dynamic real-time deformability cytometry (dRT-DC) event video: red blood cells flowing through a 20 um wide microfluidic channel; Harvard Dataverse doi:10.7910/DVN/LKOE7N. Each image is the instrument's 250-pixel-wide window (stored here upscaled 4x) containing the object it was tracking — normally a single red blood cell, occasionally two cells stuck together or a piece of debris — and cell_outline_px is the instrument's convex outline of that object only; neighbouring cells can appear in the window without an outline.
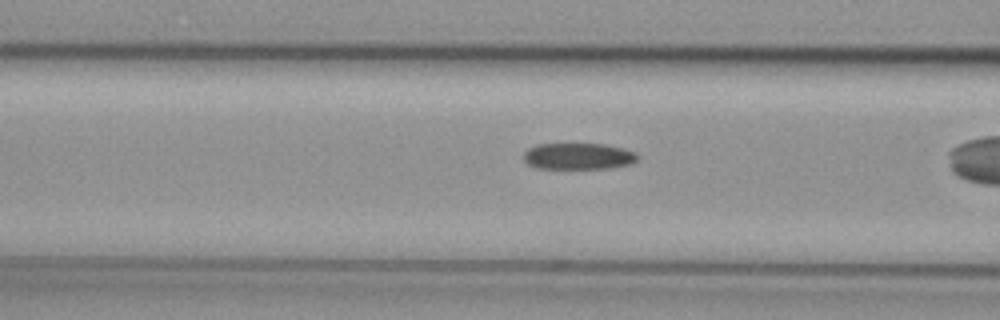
{"species": "common noctule bat (a hibernating species)", "species_latin": "Nyctalus noctula", "temperature_condition": "cold", "stored_images_in_passage": 40, "camera_frame_rate_fps": 3000, "um_per_image_px": 0.085, "animal": {"sex": "female", "body_mass_g": 29.2, "forearm_length_mm": 56.3}, "frame": {"image": 1, "passage_image": 19, "time_ms": 6.0, "image_size_px": [1000, 320], "cell_outline_px": [[640, 156], [632, 164], [612, 168], [536, 168], [528, 164], [524, 160], [524, 152], [528, 148], [536, 144], [604, 144], [624, 148], [636, 152]], "centroid_in_image_um": [49.19, 13.27], "position_along_channel_um": 117.4, "area_um2": 17.69}}
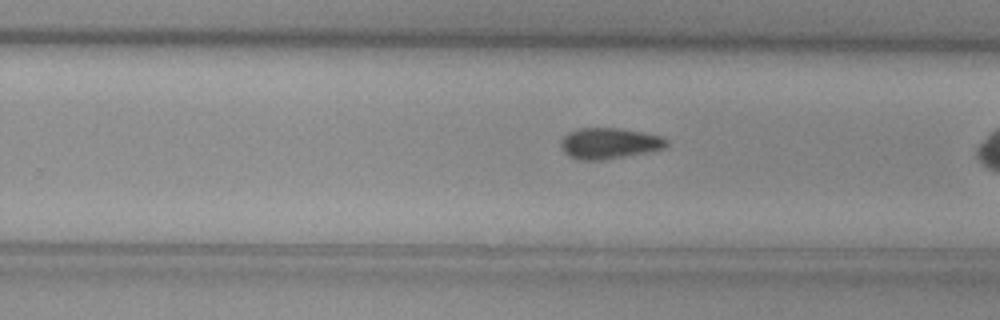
{"frame": {"image": 2, "passage_image": 32, "time_ms": 10.333, "image_size_px": [1000, 320], "cell_outline_px": [[668, 144], [664, 148], [624, 156], [600, 160], [576, 160], [568, 156], [564, 152], [560, 144], [560, 140], [568, 132], [576, 128], [620, 128], [644, 132], [660, 136], [668, 140]], "centroid_in_image_um": [51.73, 12.17], "position_along_channel_um": 278.1, "area_um2": 19.07}}